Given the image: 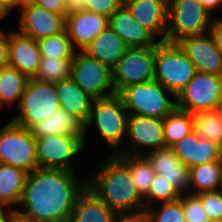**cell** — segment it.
<instances>
[{"label":"cell","mask_w":222,"mask_h":222,"mask_svg":"<svg viewBox=\"0 0 222 222\" xmlns=\"http://www.w3.org/2000/svg\"><path fill=\"white\" fill-rule=\"evenodd\" d=\"M78 171L36 168L27 174L17 216L27 222H69L78 196L87 187V175Z\"/></svg>","instance_id":"cell-1"},{"label":"cell","mask_w":222,"mask_h":222,"mask_svg":"<svg viewBox=\"0 0 222 222\" xmlns=\"http://www.w3.org/2000/svg\"><path fill=\"white\" fill-rule=\"evenodd\" d=\"M106 156L92 173L88 171L87 187L120 216L144 214V198L128 168L115 155Z\"/></svg>","instance_id":"cell-2"},{"label":"cell","mask_w":222,"mask_h":222,"mask_svg":"<svg viewBox=\"0 0 222 222\" xmlns=\"http://www.w3.org/2000/svg\"><path fill=\"white\" fill-rule=\"evenodd\" d=\"M128 116L129 113L117 94L94 99L89 119L84 124L85 147L89 142L87 141L89 131L93 128L99 135L97 138L101 137V140L105 141V145L108 146L109 155L117 154L124 147L121 142H124V138L126 140Z\"/></svg>","instance_id":"cell-3"},{"label":"cell","mask_w":222,"mask_h":222,"mask_svg":"<svg viewBox=\"0 0 222 222\" xmlns=\"http://www.w3.org/2000/svg\"><path fill=\"white\" fill-rule=\"evenodd\" d=\"M117 95L130 115L163 119L176 108V96L156 80L128 85Z\"/></svg>","instance_id":"cell-4"},{"label":"cell","mask_w":222,"mask_h":222,"mask_svg":"<svg viewBox=\"0 0 222 222\" xmlns=\"http://www.w3.org/2000/svg\"><path fill=\"white\" fill-rule=\"evenodd\" d=\"M196 72L194 64L178 43L160 41L155 46L154 80L175 96L186 87Z\"/></svg>","instance_id":"cell-5"},{"label":"cell","mask_w":222,"mask_h":222,"mask_svg":"<svg viewBox=\"0 0 222 222\" xmlns=\"http://www.w3.org/2000/svg\"><path fill=\"white\" fill-rule=\"evenodd\" d=\"M60 107L56 84L30 78L11 121L30 129Z\"/></svg>","instance_id":"cell-6"},{"label":"cell","mask_w":222,"mask_h":222,"mask_svg":"<svg viewBox=\"0 0 222 222\" xmlns=\"http://www.w3.org/2000/svg\"><path fill=\"white\" fill-rule=\"evenodd\" d=\"M212 17L199 0H168L166 41L208 33Z\"/></svg>","instance_id":"cell-7"},{"label":"cell","mask_w":222,"mask_h":222,"mask_svg":"<svg viewBox=\"0 0 222 222\" xmlns=\"http://www.w3.org/2000/svg\"><path fill=\"white\" fill-rule=\"evenodd\" d=\"M0 163L27 173L38 168L36 141L30 129L11 120L0 127Z\"/></svg>","instance_id":"cell-8"},{"label":"cell","mask_w":222,"mask_h":222,"mask_svg":"<svg viewBox=\"0 0 222 222\" xmlns=\"http://www.w3.org/2000/svg\"><path fill=\"white\" fill-rule=\"evenodd\" d=\"M35 141L38 168L78 171L74 160L87 148L77 135H50L35 138Z\"/></svg>","instance_id":"cell-9"},{"label":"cell","mask_w":222,"mask_h":222,"mask_svg":"<svg viewBox=\"0 0 222 222\" xmlns=\"http://www.w3.org/2000/svg\"><path fill=\"white\" fill-rule=\"evenodd\" d=\"M70 77L93 99L107 98L116 94L112 83V70L83 51H76Z\"/></svg>","instance_id":"cell-10"},{"label":"cell","mask_w":222,"mask_h":222,"mask_svg":"<svg viewBox=\"0 0 222 222\" xmlns=\"http://www.w3.org/2000/svg\"><path fill=\"white\" fill-rule=\"evenodd\" d=\"M222 97V76L196 72L176 96V108L196 113L215 110Z\"/></svg>","instance_id":"cell-11"},{"label":"cell","mask_w":222,"mask_h":222,"mask_svg":"<svg viewBox=\"0 0 222 222\" xmlns=\"http://www.w3.org/2000/svg\"><path fill=\"white\" fill-rule=\"evenodd\" d=\"M155 46L128 48L112 69V83L116 94L124 87L154 80Z\"/></svg>","instance_id":"cell-12"},{"label":"cell","mask_w":222,"mask_h":222,"mask_svg":"<svg viewBox=\"0 0 222 222\" xmlns=\"http://www.w3.org/2000/svg\"><path fill=\"white\" fill-rule=\"evenodd\" d=\"M126 139L130 144L117 154L145 155L165 147L163 119L129 114Z\"/></svg>","instance_id":"cell-13"},{"label":"cell","mask_w":222,"mask_h":222,"mask_svg":"<svg viewBox=\"0 0 222 222\" xmlns=\"http://www.w3.org/2000/svg\"><path fill=\"white\" fill-rule=\"evenodd\" d=\"M17 31L34 40L57 35L65 30V16L50 12L35 3L23 5L19 11Z\"/></svg>","instance_id":"cell-14"},{"label":"cell","mask_w":222,"mask_h":222,"mask_svg":"<svg viewBox=\"0 0 222 222\" xmlns=\"http://www.w3.org/2000/svg\"><path fill=\"white\" fill-rule=\"evenodd\" d=\"M197 72L222 76V54L211 34L187 36L177 42Z\"/></svg>","instance_id":"cell-15"},{"label":"cell","mask_w":222,"mask_h":222,"mask_svg":"<svg viewBox=\"0 0 222 222\" xmlns=\"http://www.w3.org/2000/svg\"><path fill=\"white\" fill-rule=\"evenodd\" d=\"M108 24L109 18L86 9L65 17V31L76 51H84Z\"/></svg>","instance_id":"cell-16"},{"label":"cell","mask_w":222,"mask_h":222,"mask_svg":"<svg viewBox=\"0 0 222 222\" xmlns=\"http://www.w3.org/2000/svg\"><path fill=\"white\" fill-rule=\"evenodd\" d=\"M40 62L41 53L37 40L11 30L7 66L16 68L30 79L35 77Z\"/></svg>","instance_id":"cell-17"},{"label":"cell","mask_w":222,"mask_h":222,"mask_svg":"<svg viewBox=\"0 0 222 222\" xmlns=\"http://www.w3.org/2000/svg\"><path fill=\"white\" fill-rule=\"evenodd\" d=\"M145 158L155 173L162 175L181 194H188L189 168L178 158L171 147L147 152Z\"/></svg>","instance_id":"cell-18"},{"label":"cell","mask_w":222,"mask_h":222,"mask_svg":"<svg viewBox=\"0 0 222 222\" xmlns=\"http://www.w3.org/2000/svg\"><path fill=\"white\" fill-rule=\"evenodd\" d=\"M171 148L188 168L222 161V147L215 142L200 138L195 131L182 137Z\"/></svg>","instance_id":"cell-19"},{"label":"cell","mask_w":222,"mask_h":222,"mask_svg":"<svg viewBox=\"0 0 222 222\" xmlns=\"http://www.w3.org/2000/svg\"><path fill=\"white\" fill-rule=\"evenodd\" d=\"M124 6L159 41H166L168 0H133Z\"/></svg>","instance_id":"cell-20"},{"label":"cell","mask_w":222,"mask_h":222,"mask_svg":"<svg viewBox=\"0 0 222 222\" xmlns=\"http://www.w3.org/2000/svg\"><path fill=\"white\" fill-rule=\"evenodd\" d=\"M108 26L122 38L129 48H147L156 46L160 42L122 5L110 16Z\"/></svg>","instance_id":"cell-21"},{"label":"cell","mask_w":222,"mask_h":222,"mask_svg":"<svg viewBox=\"0 0 222 222\" xmlns=\"http://www.w3.org/2000/svg\"><path fill=\"white\" fill-rule=\"evenodd\" d=\"M119 216L86 187L76 200L69 222H115Z\"/></svg>","instance_id":"cell-22"},{"label":"cell","mask_w":222,"mask_h":222,"mask_svg":"<svg viewBox=\"0 0 222 222\" xmlns=\"http://www.w3.org/2000/svg\"><path fill=\"white\" fill-rule=\"evenodd\" d=\"M128 48L122 38L108 26L91 41L83 52L112 70Z\"/></svg>","instance_id":"cell-23"},{"label":"cell","mask_w":222,"mask_h":222,"mask_svg":"<svg viewBox=\"0 0 222 222\" xmlns=\"http://www.w3.org/2000/svg\"><path fill=\"white\" fill-rule=\"evenodd\" d=\"M60 107L85 124L94 99L85 93L72 79L56 83Z\"/></svg>","instance_id":"cell-24"},{"label":"cell","mask_w":222,"mask_h":222,"mask_svg":"<svg viewBox=\"0 0 222 222\" xmlns=\"http://www.w3.org/2000/svg\"><path fill=\"white\" fill-rule=\"evenodd\" d=\"M35 138L50 135H77L84 140V124L76 117L59 108L49 117L30 128Z\"/></svg>","instance_id":"cell-25"},{"label":"cell","mask_w":222,"mask_h":222,"mask_svg":"<svg viewBox=\"0 0 222 222\" xmlns=\"http://www.w3.org/2000/svg\"><path fill=\"white\" fill-rule=\"evenodd\" d=\"M27 174L22 169L0 163V209L16 210L21 202Z\"/></svg>","instance_id":"cell-26"},{"label":"cell","mask_w":222,"mask_h":222,"mask_svg":"<svg viewBox=\"0 0 222 222\" xmlns=\"http://www.w3.org/2000/svg\"><path fill=\"white\" fill-rule=\"evenodd\" d=\"M222 187V161H214L189 168L188 194L196 195Z\"/></svg>","instance_id":"cell-27"},{"label":"cell","mask_w":222,"mask_h":222,"mask_svg":"<svg viewBox=\"0 0 222 222\" xmlns=\"http://www.w3.org/2000/svg\"><path fill=\"white\" fill-rule=\"evenodd\" d=\"M29 78L16 68L1 67L0 70V110L17 108ZM14 107V108H13ZM11 108V109H10Z\"/></svg>","instance_id":"cell-28"},{"label":"cell","mask_w":222,"mask_h":222,"mask_svg":"<svg viewBox=\"0 0 222 222\" xmlns=\"http://www.w3.org/2000/svg\"><path fill=\"white\" fill-rule=\"evenodd\" d=\"M115 156L128 168L133 182L144 198L150 188L154 177V170L144 155L115 154Z\"/></svg>","instance_id":"cell-29"},{"label":"cell","mask_w":222,"mask_h":222,"mask_svg":"<svg viewBox=\"0 0 222 222\" xmlns=\"http://www.w3.org/2000/svg\"><path fill=\"white\" fill-rule=\"evenodd\" d=\"M193 131L190 112L175 108L163 118L165 147H171L182 137H185Z\"/></svg>","instance_id":"cell-30"},{"label":"cell","mask_w":222,"mask_h":222,"mask_svg":"<svg viewBox=\"0 0 222 222\" xmlns=\"http://www.w3.org/2000/svg\"><path fill=\"white\" fill-rule=\"evenodd\" d=\"M193 130L200 138L217 143L222 147V120L215 110L191 113Z\"/></svg>","instance_id":"cell-31"},{"label":"cell","mask_w":222,"mask_h":222,"mask_svg":"<svg viewBox=\"0 0 222 222\" xmlns=\"http://www.w3.org/2000/svg\"><path fill=\"white\" fill-rule=\"evenodd\" d=\"M72 60L73 58L41 57L34 79L52 84L68 79L70 78Z\"/></svg>","instance_id":"cell-32"},{"label":"cell","mask_w":222,"mask_h":222,"mask_svg":"<svg viewBox=\"0 0 222 222\" xmlns=\"http://www.w3.org/2000/svg\"><path fill=\"white\" fill-rule=\"evenodd\" d=\"M41 57L49 58H74L76 50L67 35L63 32L37 40Z\"/></svg>","instance_id":"cell-33"},{"label":"cell","mask_w":222,"mask_h":222,"mask_svg":"<svg viewBox=\"0 0 222 222\" xmlns=\"http://www.w3.org/2000/svg\"><path fill=\"white\" fill-rule=\"evenodd\" d=\"M144 214L148 222H186L180 198L156 203L146 208Z\"/></svg>","instance_id":"cell-34"},{"label":"cell","mask_w":222,"mask_h":222,"mask_svg":"<svg viewBox=\"0 0 222 222\" xmlns=\"http://www.w3.org/2000/svg\"><path fill=\"white\" fill-rule=\"evenodd\" d=\"M181 193L162 175L155 173L150 184L149 192L144 197L145 208L159 202L174 201L179 199Z\"/></svg>","instance_id":"cell-35"},{"label":"cell","mask_w":222,"mask_h":222,"mask_svg":"<svg viewBox=\"0 0 222 222\" xmlns=\"http://www.w3.org/2000/svg\"><path fill=\"white\" fill-rule=\"evenodd\" d=\"M120 6L119 0H66V16L86 9L110 18Z\"/></svg>","instance_id":"cell-36"},{"label":"cell","mask_w":222,"mask_h":222,"mask_svg":"<svg viewBox=\"0 0 222 222\" xmlns=\"http://www.w3.org/2000/svg\"><path fill=\"white\" fill-rule=\"evenodd\" d=\"M201 200L209 221L222 222V191H205L196 194Z\"/></svg>","instance_id":"cell-37"},{"label":"cell","mask_w":222,"mask_h":222,"mask_svg":"<svg viewBox=\"0 0 222 222\" xmlns=\"http://www.w3.org/2000/svg\"><path fill=\"white\" fill-rule=\"evenodd\" d=\"M186 222H209L201 200L196 195L181 194Z\"/></svg>","instance_id":"cell-38"},{"label":"cell","mask_w":222,"mask_h":222,"mask_svg":"<svg viewBox=\"0 0 222 222\" xmlns=\"http://www.w3.org/2000/svg\"><path fill=\"white\" fill-rule=\"evenodd\" d=\"M209 33L214 39L216 47L222 54V16L219 15L218 17L217 15L212 17Z\"/></svg>","instance_id":"cell-39"},{"label":"cell","mask_w":222,"mask_h":222,"mask_svg":"<svg viewBox=\"0 0 222 222\" xmlns=\"http://www.w3.org/2000/svg\"><path fill=\"white\" fill-rule=\"evenodd\" d=\"M36 5L66 17V0H36Z\"/></svg>","instance_id":"cell-40"},{"label":"cell","mask_w":222,"mask_h":222,"mask_svg":"<svg viewBox=\"0 0 222 222\" xmlns=\"http://www.w3.org/2000/svg\"><path fill=\"white\" fill-rule=\"evenodd\" d=\"M10 30L0 27V67L7 66Z\"/></svg>","instance_id":"cell-41"},{"label":"cell","mask_w":222,"mask_h":222,"mask_svg":"<svg viewBox=\"0 0 222 222\" xmlns=\"http://www.w3.org/2000/svg\"><path fill=\"white\" fill-rule=\"evenodd\" d=\"M204 8L212 15L215 16L216 11L222 10V0H199Z\"/></svg>","instance_id":"cell-42"},{"label":"cell","mask_w":222,"mask_h":222,"mask_svg":"<svg viewBox=\"0 0 222 222\" xmlns=\"http://www.w3.org/2000/svg\"><path fill=\"white\" fill-rule=\"evenodd\" d=\"M0 5L11 15L14 9L16 11V9L19 10L21 8V0H0Z\"/></svg>","instance_id":"cell-43"},{"label":"cell","mask_w":222,"mask_h":222,"mask_svg":"<svg viewBox=\"0 0 222 222\" xmlns=\"http://www.w3.org/2000/svg\"><path fill=\"white\" fill-rule=\"evenodd\" d=\"M17 218L14 209H0V222H14Z\"/></svg>","instance_id":"cell-44"},{"label":"cell","mask_w":222,"mask_h":222,"mask_svg":"<svg viewBox=\"0 0 222 222\" xmlns=\"http://www.w3.org/2000/svg\"><path fill=\"white\" fill-rule=\"evenodd\" d=\"M115 222H148L145 214L140 215H122Z\"/></svg>","instance_id":"cell-45"},{"label":"cell","mask_w":222,"mask_h":222,"mask_svg":"<svg viewBox=\"0 0 222 222\" xmlns=\"http://www.w3.org/2000/svg\"><path fill=\"white\" fill-rule=\"evenodd\" d=\"M9 14L5 11V9L0 5V23L2 24V22H4V20L7 19V17L9 18ZM0 24V26H1Z\"/></svg>","instance_id":"cell-46"},{"label":"cell","mask_w":222,"mask_h":222,"mask_svg":"<svg viewBox=\"0 0 222 222\" xmlns=\"http://www.w3.org/2000/svg\"><path fill=\"white\" fill-rule=\"evenodd\" d=\"M215 111L219 118L222 120V97L219 100L218 104L216 105Z\"/></svg>","instance_id":"cell-47"},{"label":"cell","mask_w":222,"mask_h":222,"mask_svg":"<svg viewBox=\"0 0 222 222\" xmlns=\"http://www.w3.org/2000/svg\"><path fill=\"white\" fill-rule=\"evenodd\" d=\"M36 0H21V7L25 4L34 3Z\"/></svg>","instance_id":"cell-48"},{"label":"cell","mask_w":222,"mask_h":222,"mask_svg":"<svg viewBox=\"0 0 222 222\" xmlns=\"http://www.w3.org/2000/svg\"><path fill=\"white\" fill-rule=\"evenodd\" d=\"M131 1H133V0H119L120 4L122 6H124L125 4H127V3L131 2Z\"/></svg>","instance_id":"cell-49"},{"label":"cell","mask_w":222,"mask_h":222,"mask_svg":"<svg viewBox=\"0 0 222 222\" xmlns=\"http://www.w3.org/2000/svg\"><path fill=\"white\" fill-rule=\"evenodd\" d=\"M14 222H27V221H25V220H23V219H20V218L18 217Z\"/></svg>","instance_id":"cell-50"}]
</instances>
